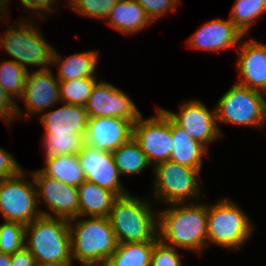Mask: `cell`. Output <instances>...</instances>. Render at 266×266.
<instances>
[{"mask_svg":"<svg viewBox=\"0 0 266 266\" xmlns=\"http://www.w3.org/2000/svg\"><path fill=\"white\" fill-rule=\"evenodd\" d=\"M31 175L36 186L38 204L44 201L48 207V212L40 210L42 215L67 220L79 217L77 187L48 177L40 170L31 171Z\"/></svg>","mask_w":266,"mask_h":266,"instance_id":"11","label":"cell"},{"mask_svg":"<svg viewBox=\"0 0 266 266\" xmlns=\"http://www.w3.org/2000/svg\"><path fill=\"white\" fill-rule=\"evenodd\" d=\"M266 11V0H235L231 9L230 20L246 35L257 18Z\"/></svg>","mask_w":266,"mask_h":266,"instance_id":"28","label":"cell"},{"mask_svg":"<svg viewBox=\"0 0 266 266\" xmlns=\"http://www.w3.org/2000/svg\"><path fill=\"white\" fill-rule=\"evenodd\" d=\"M111 153L121 176L123 174L135 175L142 172L146 167L148 168V166L152 167L133 137Z\"/></svg>","mask_w":266,"mask_h":266,"instance_id":"26","label":"cell"},{"mask_svg":"<svg viewBox=\"0 0 266 266\" xmlns=\"http://www.w3.org/2000/svg\"><path fill=\"white\" fill-rule=\"evenodd\" d=\"M34 24L27 17L19 18L18 23H13L4 31L0 37V45L14 58L11 60L26 71H29L27 65L38 66V70H48L51 68L54 48L47 43L39 27Z\"/></svg>","mask_w":266,"mask_h":266,"instance_id":"5","label":"cell"},{"mask_svg":"<svg viewBox=\"0 0 266 266\" xmlns=\"http://www.w3.org/2000/svg\"><path fill=\"white\" fill-rule=\"evenodd\" d=\"M171 133L174 146L170 161L197 169L201 172L202 158L208 155V148L191 138L171 119Z\"/></svg>","mask_w":266,"mask_h":266,"instance_id":"21","label":"cell"},{"mask_svg":"<svg viewBox=\"0 0 266 266\" xmlns=\"http://www.w3.org/2000/svg\"><path fill=\"white\" fill-rule=\"evenodd\" d=\"M28 71L13 60L0 63V85L12 100L21 99Z\"/></svg>","mask_w":266,"mask_h":266,"instance_id":"30","label":"cell"},{"mask_svg":"<svg viewBox=\"0 0 266 266\" xmlns=\"http://www.w3.org/2000/svg\"><path fill=\"white\" fill-rule=\"evenodd\" d=\"M133 137V123L116 117L88 119L85 144L93 149L113 152Z\"/></svg>","mask_w":266,"mask_h":266,"instance_id":"16","label":"cell"},{"mask_svg":"<svg viewBox=\"0 0 266 266\" xmlns=\"http://www.w3.org/2000/svg\"><path fill=\"white\" fill-rule=\"evenodd\" d=\"M10 265H11L10 255L0 252V266H10Z\"/></svg>","mask_w":266,"mask_h":266,"instance_id":"39","label":"cell"},{"mask_svg":"<svg viewBox=\"0 0 266 266\" xmlns=\"http://www.w3.org/2000/svg\"><path fill=\"white\" fill-rule=\"evenodd\" d=\"M24 169L16 176L0 180V213L5 221L28 225L41 216L34 180L26 179Z\"/></svg>","mask_w":266,"mask_h":266,"instance_id":"9","label":"cell"},{"mask_svg":"<svg viewBox=\"0 0 266 266\" xmlns=\"http://www.w3.org/2000/svg\"><path fill=\"white\" fill-rule=\"evenodd\" d=\"M105 22L118 32L132 36L153 23L136 0H118Z\"/></svg>","mask_w":266,"mask_h":266,"instance_id":"20","label":"cell"},{"mask_svg":"<svg viewBox=\"0 0 266 266\" xmlns=\"http://www.w3.org/2000/svg\"><path fill=\"white\" fill-rule=\"evenodd\" d=\"M11 265L10 266H37L33 255L24 246L19 251L10 255Z\"/></svg>","mask_w":266,"mask_h":266,"instance_id":"38","label":"cell"},{"mask_svg":"<svg viewBox=\"0 0 266 266\" xmlns=\"http://www.w3.org/2000/svg\"><path fill=\"white\" fill-rule=\"evenodd\" d=\"M153 169L155 178L152 194L156 202L168 205L201 199L200 171L197 169L170 160L156 164Z\"/></svg>","mask_w":266,"mask_h":266,"instance_id":"8","label":"cell"},{"mask_svg":"<svg viewBox=\"0 0 266 266\" xmlns=\"http://www.w3.org/2000/svg\"><path fill=\"white\" fill-rule=\"evenodd\" d=\"M22 170L15 157L0 147V180L14 177Z\"/></svg>","mask_w":266,"mask_h":266,"instance_id":"36","label":"cell"},{"mask_svg":"<svg viewBox=\"0 0 266 266\" xmlns=\"http://www.w3.org/2000/svg\"><path fill=\"white\" fill-rule=\"evenodd\" d=\"M156 110L155 116L144 119L141 114L133 124V139L139 144L152 167L170 160L174 146L171 118L162 107Z\"/></svg>","mask_w":266,"mask_h":266,"instance_id":"10","label":"cell"},{"mask_svg":"<svg viewBox=\"0 0 266 266\" xmlns=\"http://www.w3.org/2000/svg\"><path fill=\"white\" fill-rule=\"evenodd\" d=\"M39 170L48 177L74 187L86 180L78 154L45 158V166Z\"/></svg>","mask_w":266,"mask_h":266,"instance_id":"24","label":"cell"},{"mask_svg":"<svg viewBox=\"0 0 266 266\" xmlns=\"http://www.w3.org/2000/svg\"><path fill=\"white\" fill-rule=\"evenodd\" d=\"M85 108L89 118L116 117L133 124L142 114L127 94L102 80L95 83Z\"/></svg>","mask_w":266,"mask_h":266,"instance_id":"13","label":"cell"},{"mask_svg":"<svg viewBox=\"0 0 266 266\" xmlns=\"http://www.w3.org/2000/svg\"><path fill=\"white\" fill-rule=\"evenodd\" d=\"M25 225L18 222L5 221L0 225V252L14 254L24 247Z\"/></svg>","mask_w":266,"mask_h":266,"instance_id":"31","label":"cell"},{"mask_svg":"<svg viewBox=\"0 0 266 266\" xmlns=\"http://www.w3.org/2000/svg\"><path fill=\"white\" fill-rule=\"evenodd\" d=\"M22 6H24L25 8H27L26 10H28L29 12L31 11V18H37L39 17V19L44 18V13L43 11L48 12H52V6L55 3V0H21ZM43 10V11H42ZM33 12H35L33 14Z\"/></svg>","mask_w":266,"mask_h":266,"instance_id":"37","label":"cell"},{"mask_svg":"<svg viewBox=\"0 0 266 266\" xmlns=\"http://www.w3.org/2000/svg\"><path fill=\"white\" fill-rule=\"evenodd\" d=\"M24 246L37 265L72 264L67 219L41 215L25 226Z\"/></svg>","mask_w":266,"mask_h":266,"instance_id":"4","label":"cell"},{"mask_svg":"<svg viewBox=\"0 0 266 266\" xmlns=\"http://www.w3.org/2000/svg\"><path fill=\"white\" fill-rule=\"evenodd\" d=\"M251 221L230 198L207 205V246L239 250L255 229Z\"/></svg>","mask_w":266,"mask_h":266,"instance_id":"6","label":"cell"},{"mask_svg":"<svg viewBox=\"0 0 266 266\" xmlns=\"http://www.w3.org/2000/svg\"><path fill=\"white\" fill-rule=\"evenodd\" d=\"M148 202L130 193L114 200L108 218L117 244L151 241L158 234V212Z\"/></svg>","mask_w":266,"mask_h":266,"instance_id":"3","label":"cell"},{"mask_svg":"<svg viewBox=\"0 0 266 266\" xmlns=\"http://www.w3.org/2000/svg\"><path fill=\"white\" fill-rule=\"evenodd\" d=\"M68 220L72 262L84 266H104L115 251L117 241L108 217ZM73 223V224H72Z\"/></svg>","mask_w":266,"mask_h":266,"instance_id":"2","label":"cell"},{"mask_svg":"<svg viewBox=\"0 0 266 266\" xmlns=\"http://www.w3.org/2000/svg\"><path fill=\"white\" fill-rule=\"evenodd\" d=\"M73 264H62V263H55V264H40L37 266H72Z\"/></svg>","mask_w":266,"mask_h":266,"instance_id":"41","label":"cell"},{"mask_svg":"<svg viewBox=\"0 0 266 266\" xmlns=\"http://www.w3.org/2000/svg\"><path fill=\"white\" fill-rule=\"evenodd\" d=\"M45 135V136H44ZM45 158L52 156L77 155L85 144V136L80 134H44Z\"/></svg>","mask_w":266,"mask_h":266,"instance_id":"27","label":"cell"},{"mask_svg":"<svg viewBox=\"0 0 266 266\" xmlns=\"http://www.w3.org/2000/svg\"><path fill=\"white\" fill-rule=\"evenodd\" d=\"M88 113L84 106L63 103L60 108L42 113L40 120L45 127L44 134L86 135Z\"/></svg>","mask_w":266,"mask_h":266,"instance_id":"19","label":"cell"},{"mask_svg":"<svg viewBox=\"0 0 266 266\" xmlns=\"http://www.w3.org/2000/svg\"><path fill=\"white\" fill-rule=\"evenodd\" d=\"M79 218L108 217L117 196L95 183L84 180L78 187ZM88 215V216H87Z\"/></svg>","mask_w":266,"mask_h":266,"instance_id":"23","label":"cell"},{"mask_svg":"<svg viewBox=\"0 0 266 266\" xmlns=\"http://www.w3.org/2000/svg\"><path fill=\"white\" fill-rule=\"evenodd\" d=\"M97 79V77H83L59 81L61 102L85 107Z\"/></svg>","mask_w":266,"mask_h":266,"instance_id":"29","label":"cell"},{"mask_svg":"<svg viewBox=\"0 0 266 266\" xmlns=\"http://www.w3.org/2000/svg\"><path fill=\"white\" fill-rule=\"evenodd\" d=\"M177 113L162 108L166 114L180 126L191 138L204 145L216 141L222 136L217 126L215 109L209 111L200 100L182 103Z\"/></svg>","mask_w":266,"mask_h":266,"instance_id":"12","label":"cell"},{"mask_svg":"<svg viewBox=\"0 0 266 266\" xmlns=\"http://www.w3.org/2000/svg\"><path fill=\"white\" fill-rule=\"evenodd\" d=\"M118 0H68L69 8L76 14L91 19L106 20Z\"/></svg>","mask_w":266,"mask_h":266,"instance_id":"32","label":"cell"},{"mask_svg":"<svg viewBox=\"0 0 266 266\" xmlns=\"http://www.w3.org/2000/svg\"><path fill=\"white\" fill-rule=\"evenodd\" d=\"M10 2V0H0V13L1 14H3L2 16H1V14H0V17H1V21L3 20L2 19V17L4 16V17H6V19H8L7 17H8V15H5V13H8V12H6V8H7V5H9V4H7V3H9ZM4 9H5V11H4ZM5 12V13H4Z\"/></svg>","mask_w":266,"mask_h":266,"instance_id":"40","label":"cell"},{"mask_svg":"<svg viewBox=\"0 0 266 266\" xmlns=\"http://www.w3.org/2000/svg\"><path fill=\"white\" fill-rule=\"evenodd\" d=\"M241 31L231 22L216 18L204 23L188 40L190 49L221 51L239 47L240 40L245 38Z\"/></svg>","mask_w":266,"mask_h":266,"instance_id":"18","label":"cell"},{"mask_svg":"<svg viewBox=\"0 0 266 266\" xmlns=\"http://www.w3.org/2000/svg\"><path fill=\"white\" fill-rule=\"evenodd\" d=\"M256 90L235 83L217 101L216 122L262 128L266 126V98Z\"/></svg>","mask_w":266,"mask_h":266,"instance_id":"7","label":"cell"},{"mask_svg":"<svg viewBox=\"0 0 266 266\" xmlns=\"http://www.w3.org/2000/svg\"><path fill=\"white\" fill-rule=\"evenodd\" d=\"M239 44L236 68L238 84L266 93V45L258 40H242Z\"/></svg>","mask_w":266,"mask_h":266,"instance_id":"17","label":"cell"},{"mask_svg":"<svg viewBox=\"0 0 266 266\" xmlns=\"http://www.w3.org/2000/svg\"><path fill=\"white\" fill-rule=\"evenodd\" d=\"M145 10L152 22L164 16L169 11H175L180 0H136Z\"/></svg>","mask_w":266,"mask_h":266,"instance_id":"34","label":"cell"},{"mask_svg":"<svg viewBox=\"0 0 266 266\" xmlns=\"http://www.w3.org/2000/svg\"><path fill=\"white\" fill-rule=\"evenodd\" d=\"M23 112L17 103L10 98L0 85V118L10 127V124L16 119H21Z\"/></svg>","mask_w":266,"mask_h":266,"instance_id":"35","label":"cell"},{"mask_svg":"<svg viewBox=\"0 0 266 266\" xmlns=\"http://www.w3.org/2000/svg\"><path fill=\"white\" fill-rule=\"evenodd\" d=\"M168 206L157 213L159 240L201 255L207 246V204L187 202Z\"/></svg>","mask_w":266,"mask_h":266,"instance_id":"1","label":"cell"},{"mask_svg":"<svg viewBox=\"0 0 266 266\" xmlns=\"http://www.w3.org/2000/svg\"><path fill=\"white\" fill-rule=\"evenodd\" d=\"M97 51H86L75 53L65 58L54 49L52 56V65H57L59 81H68L83 77H96L95 71L98 64Z\"/></svg>","mask_w":266,"mask_h":266,"instance_id":"22","label":"cell"},{"mask_svg":"<svg viewBox=\"0 0 266 266\" xmlns=\"http://www.w3.org/2000/svg\"><path fill=\"white\" fill-rule=\"evenodd\" d=\"M21 99L25 102L27 119L42 113L59 101L61 103L59 80L51 69L28 71Z\"/></svg>","mask_w":266,"mask_h":266,"instance_id":"15","label":"cell"},{"mask_svg":"<svg viewBox=\"0 0 266 266\" xmlns=\"http://www.w3.org/2000/svg\"><path fill=\"white\" fill-rule=\"evenodd\" d=\"M158 240L157 234L151 241L117 244L104 266H150L151 252Z\"/></svg>","mask_w":266,"mask_h":266,"instance_id":"25","label":"cell"},{"mask_svg":"<svg viewBox=\"0 0 266 266\" xmlns=\"http://www.w3.org/2000/svg\"><path fill=\"white\" fill-rule=\"evenodd\" d=\"M177 249L158 240L151 252L150 266H183Z\"/></svg>","mask_w":266,"mask_h":266,"instance_id":"33","label":"cell"},{"mask_svg":"<svg viewBox=\"0 0 266 266\" xmlns=\"http://www.w3.org/2000/svg\"><path fill=\"white\" fill-rule=\"evenodd\" d=\"M78 157L87 181L113 192L117 197L129 193L120 182V174L111 152L85 145Z\"/></svg>","mask_w":266,"mask_h":266,"instance_id":"14","label":"cell"}]
</instances>
